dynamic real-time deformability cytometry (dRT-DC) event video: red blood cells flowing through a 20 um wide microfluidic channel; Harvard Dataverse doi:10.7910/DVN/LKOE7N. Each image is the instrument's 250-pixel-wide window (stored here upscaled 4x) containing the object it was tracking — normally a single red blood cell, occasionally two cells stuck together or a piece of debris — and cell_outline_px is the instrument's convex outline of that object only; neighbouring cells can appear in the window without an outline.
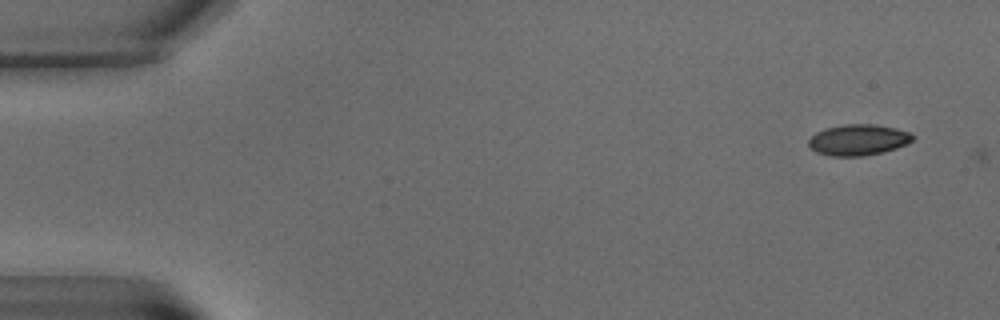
{"species": "common noctule bat (a hibernating species)", "species_latin": "Nyctalus noctula", "temperature_condition": "warm", "stored_images_in_passage": 2, "camera_frame_rate_fps": 3000, "um_per_image_px": 0.085, "animal": {"sex": "male", "body_mass_g": 15.6}, "frame": {"image": 1, "passage_image": 1, "time_ms": 0.0, "image_size_px": [1000, 320], "cell_outline_px": [[916, 136], [912, 140], [896, 148], [864, 156], [832, 156], [816, 152], [808, 144], [808, 140], [816, 132], [824, 128], [844, 124], [872, 124], [896, 128], [908, 132]], "centroid_in_image_um": [72.92, 11.88], "position_along_channel_um": 12.1, "area_um2": 18.67}}